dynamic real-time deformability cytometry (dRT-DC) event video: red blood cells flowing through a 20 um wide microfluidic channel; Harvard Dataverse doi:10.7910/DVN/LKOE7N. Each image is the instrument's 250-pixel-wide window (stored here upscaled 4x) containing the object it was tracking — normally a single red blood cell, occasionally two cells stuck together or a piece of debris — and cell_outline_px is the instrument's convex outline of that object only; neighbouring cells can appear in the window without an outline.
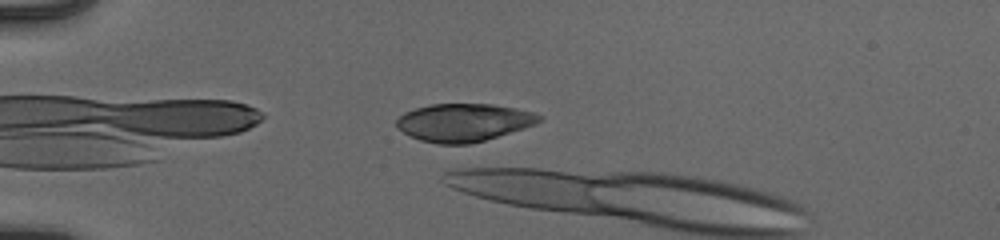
{"species": "human", "species_latin": "Homo sapiens", "temperature_condition": "cold", "stored_images_in_passage": 6, "camera_frame_rate_fps": 3000, "um_per_image_px": 0.085, "donor": {"sex": "male"}, "frame": {"image": 1, "passage_image": 2, "time_ms": 0.333, "image_size_px": [1000, 240], "cell_outline_px": [[544, 116], [540, 120], [532, 124], [484, 140], [468, 144], [436, 144], [420, 140], [404, 132], [396, 124], [396, 120], [404, 112], [416, 108], [432, 104], [492, 104], [516, 108], [532, 112]], "centroid_in_image_um": [39.37, 10.4], "position_along_channel_um": 45.6, "area_um2": 30.92}}